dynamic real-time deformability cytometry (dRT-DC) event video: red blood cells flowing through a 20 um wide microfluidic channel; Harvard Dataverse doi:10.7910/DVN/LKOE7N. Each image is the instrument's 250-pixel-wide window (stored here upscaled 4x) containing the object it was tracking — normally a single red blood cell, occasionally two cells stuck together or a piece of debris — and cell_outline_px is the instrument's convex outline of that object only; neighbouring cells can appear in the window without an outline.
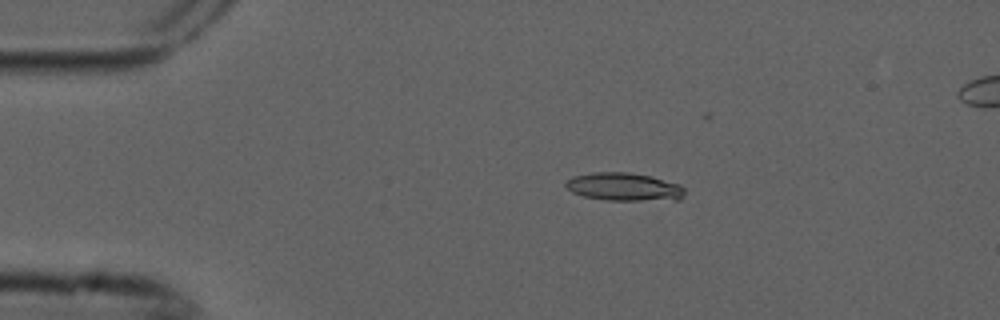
{"species": "common noctule bat (a hibernating species)", "species_latin": "Nyctalus noctula", "temperature_condition": "cold", "stored_images_in_passage": 5, "camera_frame_rate_fps": 3000, "um_per_image_px": 0.085, "animal": {"sex": "male", "forearm_length_mm": 52.5}, "frame": {"image": 1, "passage_image": 3, "time_ms": 0.667, "image_size_px": [1000, 320], "cell_outline_px": [[684, 196], [680, 200], [604, 200], [584, 196], [572, 192], [564, 184], [572, 176], [592, 172], [628, 172], [652, 176], [680, 184], [684, 188]], "centroid_in_image_um": [53.07, 15.88], "position_along_channel_um": 31.9, "area_um2": 19.59}}